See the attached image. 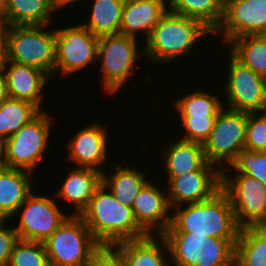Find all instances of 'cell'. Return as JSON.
Masks as SVG:
<instances>
[{"instance_id": "6da1fadb", "label": "cell", "mask_w": 266, "mask_h": 266, "mask_svg": "<svg viewBox=\"0 0 266 266\" xmlns=\"http://www.w3.org/2000/svg\"><path fill=\"white\" fill-rule=\"evenodd\" d=\"M79 216L100 245L115 246L148 236L138 225L132 207L121 204L103 183Z\"/></svg>"}, {"instance_id": "7a4b0ae2", "label": "cell", "mask_w": 266, "mask_h": 266, "mask_svg": "<svg viewBox=\"0 0 266 266\" xmlns=\"http://www.w3.org/2000/svg\"><path fill=\"white\" fill-rule=\"evenodd\" d=\"M171 224L164 233L237 239L238 227L228 195L220 189L210 199L175 208Z\"/></svg>"}, {"instance_id": "3957f363", "label": "cell", "mask_w": 266, "mask_h": 266, "mask_svg": "<svg viewBox=\"0 0 266 266\" xmlns=\"http://www.w3.org/2000/svg\"><path fill=\"white\" fill-rule=\"evenodd\" d=\"M210 33L200 21L168 10L144 41V54L151 62L168 64L190 54L196 42Z\"/></svg>"}, {"instance_id": "277c9868", "label": "cell", "mask_w": 266, "mask_h": 266, "mask_svg": "<svg viewBox=\"0 0 266 266\" xmlns=\"http://www.w3.org/2000/svg\"><path fill=\"white\" fill-rule=\"evenodd\" d=\"M46 27V25L6 26L0 30L4 61L38 68L51 79L55 69L56 30L47 31Z\"/></svg>"}, {"instance_id": "5b68a950", "label": "cell", "mask_w": 266, "mask_h": 266, "mask_svg": "<svg viewBox=\"0 0 266 266\" xmlns=\"http://www.w3.org/2000/svg\"><path fill=\"white\" fill-rule=\"evenodd\" d=\"M50 266H85L101 246L79 215H70L44 242Z\"/></svg>"}, {"instance_id": "8992f818", "label": "cell", "mask_w": 266, "mask_h": 266, "mask_svg": "<svg viewBox=\"0 0 266 266\" xmlns=\"http://www.w3.org/2000/svg\"><path fill=\"white\" fill-rule=\"evenodd\" d=\"M137 42L138 39L120 33L99 37L97 53V59L101 64L99 72L103 77V89L108 94L119 92L125 85L124 82L133 72L135 73L137 59L145 55L143 45L139 50Z\"/></svg>"}, {"instance_id": "52a82bcc", "label": "cell", "mask_w": 266, "mask_h": 266, "mask_svg": "<svg viewBox=\"0 0 266 266\" xmlns=\"http://www.w3.org/2000/svg\"><path fill=\"white\" fill-rule=\"evenodd\" d=\"M226 168L221 169V189L230 199L238 227H257L266 217V185L246 174L231 178Z\"/></svg>"}, {"instance_id": "ba28073f", "label": "cell", "mask_w": 266, "mask_h": 266, "mask_svg": "<svg viewBox=\"0 0 266 266\" xmlns=\"http://www.w3.org/2000/svg\"><path fill=\"white\" fill-rule=\"evenodd\" d=\"M41 111L29 123L5 140V167L34 171L44 157L52 120Z\"/></svg>"}, {"instance_id": "9c48e42d", "label": "cell", "mask_w": 266, "mask_h": 266, "mask_svg": "<svg viewBox=\"0 0 266 266\" xmlns=\"http://www.w3.org/2000/svg\"><path fill=\"white\" fill-rule=\"evenodd\" d=\"M246 131L247 113L225 106L216 118L210 137L203 144L207 161L220 170L225 168L226 162L230 166L245 148Z\"/></svg>"}, {"instance_id": "30bf717a", "label": "cell", "mask_w": 266, "mask_h": 266, "mask_svg": "<svg viewBox=\"0 0 266 266\" xmlns=\"http://www.w3.org/2000/svg\"><path fill=\"white\" fill-rule=\"evenodd\" d=\"M54 75L68 76L97 61L99 38L82 24L56 29Z\"/></svg>"}, {"instance_id": "8fae6325", "label": "cell", "mask_w": 266, "mask_h": 266, "mask_svg": "<svg viewBox=\"0 0 266 266\" xmlns=\"http://www.w3.org/2000/svg\"><path fill=\"white\" fill-rule=\"evenodd\" d=\"M226 108L245 112H266V83L263 76L243 66L231 54L228 65Z\"/></svg>"}, {"instance_id": "7c38bea8", "label": "cell", "mask_w": 266, "mask_h": 266, "mask_svg": "<svg viewBox=\"0 0 266 266\" xmlns=\"http://www.w3.org/2000/svg\"><path fill=\"white\" fill-rule=\"evenodd\" d=\"M47 196L31 193L20 206L19 224L14 227L19 239L44 242L69 216Z\"/></svg>"}, {"instance_id": "4fadbf2b", "label": "cell", "mask_w": 266, "mask_h": 266, "mask_svg": "<svg viewBox=\"0 0 266 266\" xmlns=\"http://www.w3.org/2000/svg\"><path fill=\"white\" fill-rule=\"evenodd\" d=\"M228 44L239 36L266 35V0H225L224 16L213 34Z\"/></svg>"}, {"instance_id": "5bb4252c", "label": "cell", "mask_w": 266, "mask_h": 266, "mask_svg": "<svg viewBox=\"0 0 266 266\" xmlns=\"http://www.w3.org/2000/svg\"><path fill=\"white\" fill-rule=\"evenodd\" d=\"M132 209L138 225L148 235H162L171 224L172 216L169 213L172 207L168 193L164 189L162 192L152 181L147 182L140 190Z\"/></svg>"}, {"instance_id": "9a60e30c", "label": "cell", "mask_w": 266, "mask_h": 266, "mask_svg": "<svg viewBox=\"0 0 266 266\" xmlns=\"http://www.w3.org/2000/svg\"><path fill=\"white\" fill-rule=\"evenodd\" d=\"M168 198L172 209L188 203L210 199L221 189V170H198L178 177L167 183Z\"/></svg>"}, {"instance_id": "2e32d148", "label": "cell", "mask_w": 266, "mask_h": 266, "mask_svg": "<svg viewBox=\"0 0 266 266\" xmlns=\"http://www.w3.org/2000/svg\"><path fill=\"white\" fill-rule=\"evenodd\" d=\"M107 135L105 127L96 122L79 130L67 143L68 160L77 164V167L92 168L103 173L102 165L109 157Z\"/></svg>"}, {"instance_id": "e0dca14e", "label": "cell", "mask_w": 266, "mask_h": 266, "mask_svg": "<svg viewBox=\"0 0 266 266\" xmlns=\"http://www.w3.org/2000/svg\"><path fill=\"white\" fill-rule=\"evenodd\" d=\"M3 70L9 97L30 102L42 111V91L50 77L38 68L10 61H4Z\"/></svg>"}, {"instance_id": "ac0fdd59", "label": "cell", "mask_w": 266, "mask_h": 266, "mask_svg": "<svg viewBox=\"0 0 266 266\" xmlns=\"http://www.w3.org/2000/svg\"><path fill=\"white\" fill-rule=\"evenodd\" d=\"M167 8L168 0H125L119 33L137 39L141 32L146 41Z\"/></svg>"}, {"instance_id": "d6986e66", "label": "cell", "mask_w": 266, "mask_h": 266, "mask_svg": "<svg viewBox=\"0 0 266 266\" xmlns=\"http://www.w3.org/2000/svg\"><path fill=\"white\" fill-rule=\"evenodd\" d=\"M161 158L167 181L198 170H220L216 165L209 163L204 153L203 144L179 140L167 144ZM167 148V149H166ZM166 168V169H165Z\"/></svg>"}, {"instance_id": "ffe728a7", "label": "cell", "mask_w": 266, "mask_h": 266, "mask_svg": "<svg viewBox=\"0 0 266 266\" xmlns=\"http://www.w3.org/2000/svg\"><path fill=\"white\" fill-rule=\"evenodd\" d=\"M102 174L92 168L73 167L67 172L65 181L54 195L68 203L72 202L75 208L72 215H80L102 184Z\"/></svg>"}, {"instance_id": "44dd1931", "label": "cell", "mask_w": 266, "mask_h": 266, "mask_svg": "<svg viewBox=\"0 0 266 266\" xmlns=\"http://www.w3.org/2000/svg\"><path fill=\"white\" fill-rule=\"evenodd\" d=\"M32 174L22 169H0V220L8 223L17 215L20 206L32 193Z\"/></svg>"}, {"instance_id": "7402d4cb", "label": "cell", "mask_w": 266, "mask_h": 266, "mask_svg": "<svg viewBox=\"0 0 266 266\" xmlns=\"http://www.w3.org/2000/svg\"><path fill=\"white\" fill-rule=\"evenodd\" d=\"M156 237L157 235H148L141 239L116 244L115 246L120 251L124 265L167 266L168 261L165 252L166 254L168 253L167 255H170L167 241L162 235Z\"/></svg>"}, {"instance_id": "603a6c76", "label": "cell", "mask_w": 266, "mask_h": 266, "mask_svg": "<svg viewBox=\"0 0 266 266\" xmlns=\"http://www.w3.org/2000/svg\"><path fill=\"white\" fill-rule=\"evenodd\" d=\"M111 166H114V170L116 171L107 174L104 171L102 174V183L121 204L132 207L134 199L148 182L146 179L147 174H145V171L138 170L137 167H123L118 162L111 164Z\"/></svg>"}, {"instance_id": "cb8c5ba5", "label": "cell", "mask_w": 266, "mask_h": 266, "mask_svg": "<svg viewBox=\"0 0 266 266\" xmlns=\"http://www.w3.org/2000/svg\"><path fill=\"white\" fill-rule=\"evenodd\" d=\"M54 12L52 0H7V26H47Z\"/></svg>"}, {"instance_id": "d4e9b609", "label": "cell", "mask_w": 266, "mask_h": 266, "mask_svg": "<svg viewBox=\"0 0 266 266\" xmlns=\"http://www.w3.org/2000/svg\"><path fill=\"white\" fill-rule=\"evenodd\" d=\"M169 10L200 21L212 34L220 26L225 0H168Z\"/></svg>"}, {"instance_id": "484cf974", "label": "cell", "mask_w": 266, "mask_h": 266, "mask_svg": "<svg viewBox=\"0 0 266 266\" xmlns=\"http://www.w3.org/2000/svg\"><path fill=\"white\" fill-rule=\"evenodd\" d=\"M87 22L81 23L96 37L119 34L125 0H94Z\"/></svg>"}, {"instance_id": "4316f807", "label": "cell", "mask_w": 266, "mask_h": 266, "mask_svg": "<svg viewBox=\"0 0 266 266\" xmlns=\"http://www.w3.org/2000/svg\"><path fill=\"white\" fill-rule=\"evenodd\" d=\"M228 46L231 55L243 66L261 76L266 74V35L239 36Z\"/></svg>"}, {"instance_id": "83f0119b", "label": "cell", "mask_w": 266, "mask_h": 266, "mask_svg": "<svg viewBox=\"0 0 266 266\" xmlns=\"http://www.w3.org/2000/svg\"><path fill=\"white\" fill-rule=\"evenodd\" d=\"M234 266H266V235L257 227L240 229Z\"/></svg>"}, {"instance_id": "f1b7e54d", "label": "cell", "mask_w": 266, "mask_h": 266, "mask_svg": "<svg viewBox=\"0 0 266 266\" xmlns=\"http://www.w3.org/2000/svg\"><path fill=\"white\" fill-rule=\"evenodd\" d=\"M169 250L170 259L175 266H201L202 245L206 236L190 233H163Z\"/></svg>"}, {"instance_id": "f546056e", "label": "cell", "mask_w": 266, "mask_h": 266, "mask_svg": "<svg viewBox=\"0 0 266 266\" xmlns=\"http://www.w3.org/2000/svg\"><path fill=\"white\" fill-rule=\"evenodd\" d=\"M40 112L30 102L8 97L0 104V137L8 139Z\"/></svg>"}, {"instance_id": "4dcf8cb0", "label": "cell", "mask_w": 266, "mask_h": 266, "mask_svg": "<svg viewBox=\"0 0 266 266\" xmlns=\"http://www.w3.org/2000/svg\"><path fill=\"white\" fill-rule=\"evenodd\" d=\"M173 103L180 117L218 116L225 107V103L223 104L218 96L197 89L193 93H186Z\"/></svg>"}, {"instance_id": "1f68e13d", "label": "cell", "mask_w": 266, "mask_h": 266, "mask_svg": "<svg viewBox=\"0 0 266 266\" xmlns=\"http://www.w3.org/2000/svg\"><path fill=\"white\" fill-rule=\"evenodd\" d=\"M236 241L207 237L202 245L201 266H234Z\"/></svg>"}, {"instance_id": "d6a6232c", "label": "cell", "mask_w": 266, "mask_h": 266, "mask_svg": "<svg viewBox=\"0 0 266 266\" xmlns=\"http://www.w3.org/2000/svg\"><path fill=\"white\" fill-rule=\"evenodd\" d=\"M8 266H50L44 243L19 239L13 247Z\"/></svg>"}, {"instance_id": "836d02e7", "label": "cell", "mask_w": 266, "mask_h": 266, "mask_svg": "<svg viewBox=\"0 0 266 266\" xmlns=\"http://www.w3.org/2000/svg\"><path fill=\"white\" fill-rule=\"evenodd\" d=\"M236 173L246 174L266 185V151L242 149L230 164Z\"/></svg>"}, {"instance_id": "e575fe53", "label": "cell", "mask_w": 266, "mask_h": 266, "mask_svg": "<svg viewBox=\"0 0 266 266\" xmlns=\"http://www.w3.org/2000/svg\"><path fill=\"white\" fill-rule=\"evenodd\" d=\"M186 135L180 140L204 144L210 137L217 116L180 117Z\"/></svg>"}, {"instance_id": "d590c367", "label": "cell", "mask_w": 266, "mask_h": 266, "mask_svg": "<svg viewBox=\"0 0 266 266\" xmlns=\"http://www.w3.org/2000/svg\"><path fill=\"white\" fill-rule=\"evenodd\" d=\"M245 149L266 151V112L247 113Z\"/></svg>"}, {"instance_id": "8d00e7d4", "label": "cell", "mask_w": 266, "mask_h": 266, "mask_svg": "<svg viewBox=\"0 0 266 266\" xmlns=\"http://www.w3.org/2000/svg\"><path fill=\"white\" fill-rule=\"evenodd\" d=\"M85 266H125L116 246L101 245L89 258Z\"/></svg>"}, {"instance_id": "74e56055", "label": "cell", "mask_w": 266, "mask_h": 266, "mask_svg": "<svg viewBox=\"0 0 266 266\" xmlns=\"http://www.w3.org/2000/svg\"><path fill=\"white\" fill-rule=\"evenodd\" d=\"M18 240L14 227L7 228L6 220H0V266H8L13 247Z\"/></svg>"}, {"instance_id": "f35d334b", "label": "cell", "mask_w": 266, "mask_h": 266, "mask_svg": "<svg viewBox=\"0 0 266 266\" xmlns=\"http://www.w3.org/2000/svg\"><path fill=\"white\" fill-rule=\"evenodd\" d=\"M9 97L7 91V79L4 70L0 71V104Z\"/></svg>"}, {"instance_id": "ab89813d", "label": "cell", "mask_w": 266, "mask_h": 266, "mask_svg": "<svg viewBox=\"0 0 266 266\" xmlns=\"http://www.w3.org/2000/svg\"><path fill=\"white\" fill-rule=\"evenodd\" d=\"M7 26V0H0V30Z\"/></svg>"}, {"instance_id": "60d3db41", "label": "cell", "mask_w": 266, "mask_h": 266, "mask_svg": "<svg viewBox=\"0 0 266 266\" xmlns=\"http://www.w3.org/2000/svg\"><path fill=\"white\" fill-rule=\"evenodd\" d=\"M80 0H52V3H53V6H54V9L56 10V13L57 11H59V9H63L64 7H67L68 4L70 5L71 3L74 4V2H77Z\"/></svg>"}, {"instance_id": "b9f144b4", "label": "cell", "mask_w": 266, "mask_h": 266, "mask_svg": "<svg viewBox=\"0 0 266 266\" xmlns=\"http://www.w3.org/2000/svg\"><path fill=\"white\" fill-rule=\"evenodd\" d=\"M5 167V139L0 137V169Z\"/></svg>"}, {"instance_id": "7bdbcfd3", "label": "cell", "mask_w": 266, "mask_h": 266, "mask_svg": "<svg viewBox=\"0 0 266 266\" xmlns=\"http://www.w3.org/2000/svg\"><path fill=\"white\" fill-rule=\"evenodd\" d=\"M4 60H5L4 50H3L2 44L0 42V71L3 69Z\"/></svg>"}, {"instance_id": "ee69618b", "label": "cell", "mask_w": 266, "mask_h": 266, "mask_svg": "<svg viewBox=\"0 0 266 266\" xmlns=\"http://www.w3.org/2000/svg\"><path fill=\"white\" fill-rule=\"evenodd\" d=\"M266 235V217L265 219L257 226Z\"/></svg>"}, {"instance_id": "f6af8a7d", "label": "cell", "mask_w": 266, "mask_h": 266, "mask_svg": "<svg viewBox=\"0 0 266 266\" xmlns=\"http://www.w3.org/2000/svg\"><path fill=\"white\" fill-rule=\"evenodd\" d=\"M264 80H265V83H266V74L263 76Z\"/></svg>"}]
</instances>
